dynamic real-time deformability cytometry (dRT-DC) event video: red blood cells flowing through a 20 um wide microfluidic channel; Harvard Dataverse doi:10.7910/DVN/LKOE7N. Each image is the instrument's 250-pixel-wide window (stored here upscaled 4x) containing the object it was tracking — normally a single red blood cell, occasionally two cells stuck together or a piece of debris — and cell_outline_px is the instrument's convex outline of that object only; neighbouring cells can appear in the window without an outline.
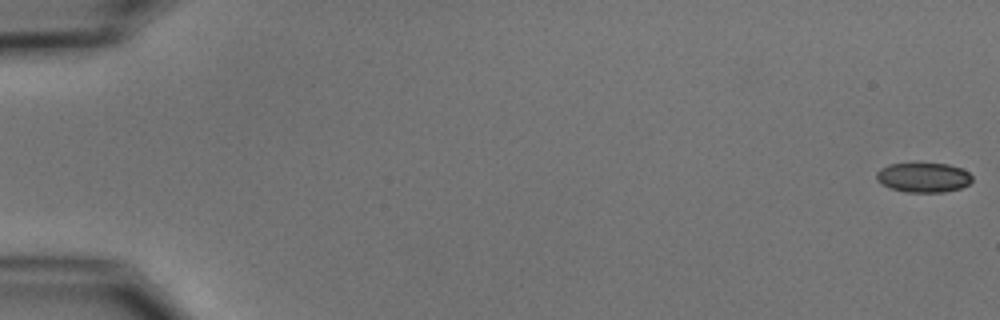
{"species": "common noctule bat (a hibernating species)", "species_latin": "Nyctalus noctula", "temperature_condition": "cold", "stored_images_in_passage": 55, "camera_frame_rate_fps": 3000, "um_per_image_px": 0.085, "animal": {"sex": "male", "body_mass_g": 15.6}, "frame": {"image": 1, "passage_image": 1, "time_ms": 0.0, "image_size_px": [1000, 320], "cell_outline_px": [[972, 180], [968, 184], [960, 188], [944, 192], [904, 192], [892, 188], [876, 180], [876, 172], [880, 168], [888, 164], [948, 164], [960, 168], [968, 172], [972, 176]], "centroid_in_image_um": [78.48, 15.09], "position_along_channel_um": 6.5, "area_um2": 16.36}}
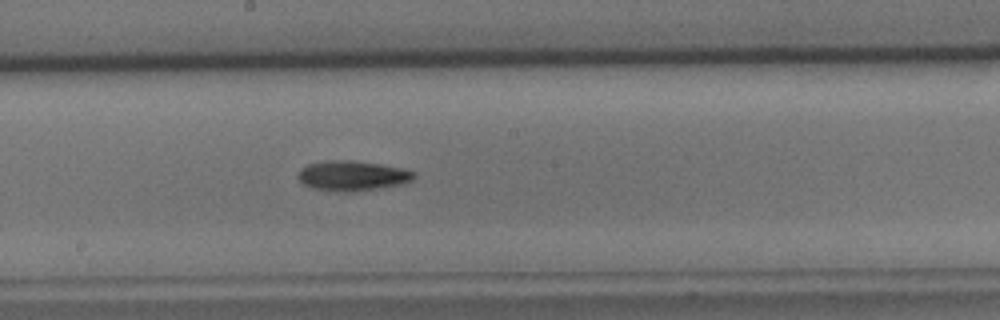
{"frame": {"image": 2, "passage_image": 31, "time_ms": 10.0, "image_size_px": [1000, 320], "cell_outline_px": [[416, 176], [412, 180], [400, 184], [380, 188], [352, 192], [344, 192], [312, 188], [304, 184], [296, 176], [296, 172], [300, 168], [308, 164], [328, 160], [348, 160], [380, 164], [400, 168], [416, 172]], "centroid_in_image_um": [29.91, 14.94], "position_along_channel_um": 218.3, "area_um2": 20.29}}
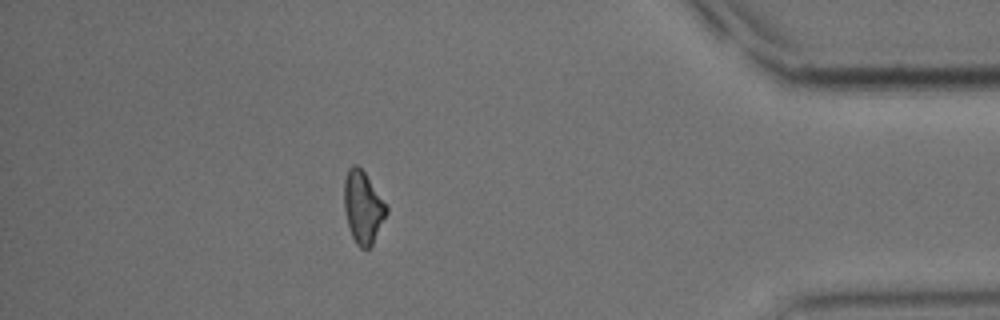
{"frame": {"image": 3, "passage_image": 49, "time_ms": 16.0, "image_size_px": [1000, 320], "cell_outline_px": [[388, 212], [372, 244], [368, 248], [360, 248], [356, 244], [352, 236], [348, 224], [344, 208], [344, 180], [348, 168], [352, 164], [356, 164], [364, 172], [388, 208]], "centroid_in_image_um": [30.83, 17.61], "position_along_channel_um": 404.4, "area_um2": 17.51}, "authors_computed_cell_mechanics": {"area_um2": 18.3226, "velocity_mm_per_s": 3.7288, "shape_relaxation_time_tau1_ms": 6.3772, "shape_relaxation_time_tau2_ms": null, "deformation_change_tau1": 0.1485, "deformation_change_tau2": null}}